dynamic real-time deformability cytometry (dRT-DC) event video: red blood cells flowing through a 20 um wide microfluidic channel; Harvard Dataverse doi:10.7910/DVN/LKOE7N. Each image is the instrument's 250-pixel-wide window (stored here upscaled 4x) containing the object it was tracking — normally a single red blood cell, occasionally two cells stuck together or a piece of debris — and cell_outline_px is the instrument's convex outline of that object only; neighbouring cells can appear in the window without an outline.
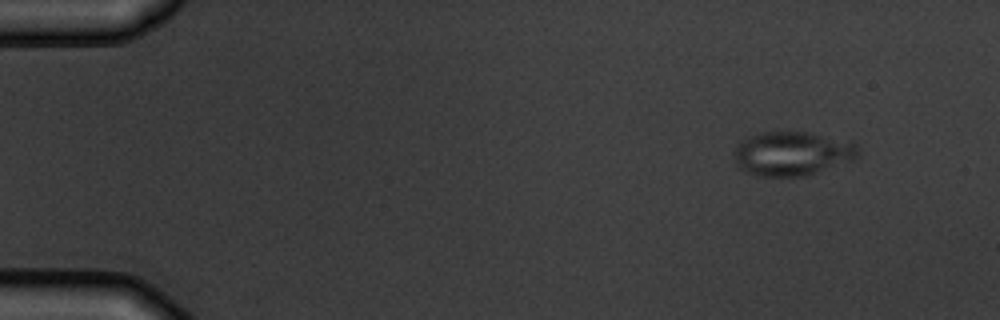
{"species": "common noctule bat (a hibernating species)", "species_latin": "Nyctalus noctula", "temperature_condition": "warm", "stored_images_in_passage": 5, "camera_frame_rate_fps": 3000, "um_per_image_px": 0.085, "animal": {"sex": "male", "body_mass_g": 19.5, "forearm_length_mm": 54.6}, "frame": {"image": 1, "passage_image": 1, "time_ms": 0.0, "image_size_px": [1000, 320], "cell_outline_px": [[860, 156], [852, 160], [804, 176], [756, 176], [744, 172], [736, 168], [736, 144], [748, 136], [760, 132], [780, 128], [808, 132], [852, 140], [860, 148]], "centroid_in_image_um": [67.34, 13.0], "position_along_channel_um": 17.7, "area_um2": 32.95}}